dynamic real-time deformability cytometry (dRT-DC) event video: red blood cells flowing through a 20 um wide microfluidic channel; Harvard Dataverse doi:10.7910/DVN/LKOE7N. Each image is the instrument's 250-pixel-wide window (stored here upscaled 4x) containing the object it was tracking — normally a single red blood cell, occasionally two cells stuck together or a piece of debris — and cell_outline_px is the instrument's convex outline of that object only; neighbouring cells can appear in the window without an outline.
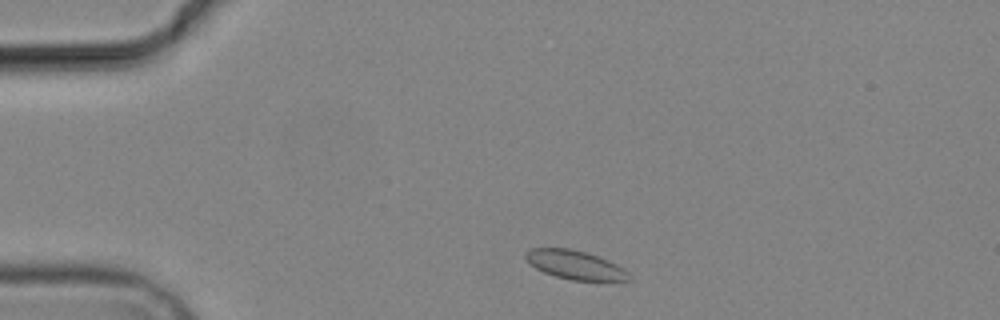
{"species": "common noctule bat (a hibernating species)", "species_latin": "Nyctalus noctula", "temperature_condition": "cold", "stored_images_in_passage": 3, "camera_frame_rate_fps": 3000, "um_per_image_px": 0.085, "animal": {"sex": "male", "body_mass_g": 19.2, "forearm_length_mm": 51.8}, "frame": {"image": 1, "passage_image": 1, "time_ms": 0.0, "image_size_px": [1000, 320], "cell_outline_px": [[632, 280], [572, 280], [556, 276], [544, 272], [536, 268], [524, 256], [524, 252], [532, 248], [572, 248], [588, 252], [608, 260], [616, 264], [628, 272], [632, 276]], "centroid_in_image_um": [48.9, 22.5], "position_along_channel_um": 36.1, "area_um2": 17.28}}
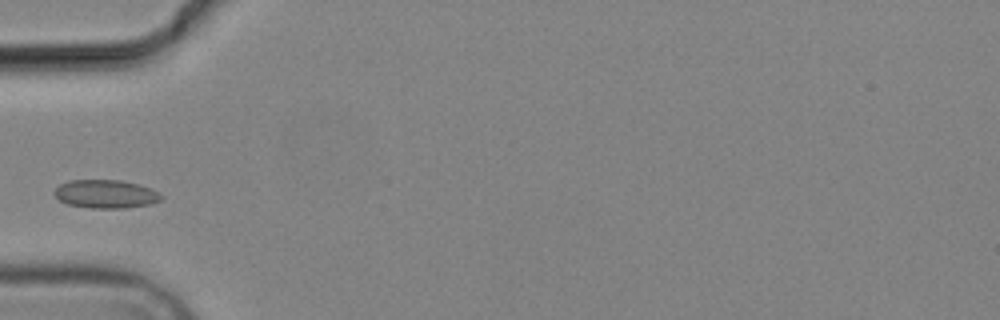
{"frame": {"image": 2, "passage_image": 3, "time_ms": 2.333, "image_size_px": [1000, 320], "cell_outline_px": [[164, 196], [160, 200], [152, 204], [124, 208], [92, 208], [68, 204], [60, 200], [52, 192], [60, 184], [68, 180], [120, 180], [136, 184], [148, 188]], "centroid_in_image_um": [8.96, 16.49], "position_along_channel_um": 76.0, "area_um2": 17.51}}